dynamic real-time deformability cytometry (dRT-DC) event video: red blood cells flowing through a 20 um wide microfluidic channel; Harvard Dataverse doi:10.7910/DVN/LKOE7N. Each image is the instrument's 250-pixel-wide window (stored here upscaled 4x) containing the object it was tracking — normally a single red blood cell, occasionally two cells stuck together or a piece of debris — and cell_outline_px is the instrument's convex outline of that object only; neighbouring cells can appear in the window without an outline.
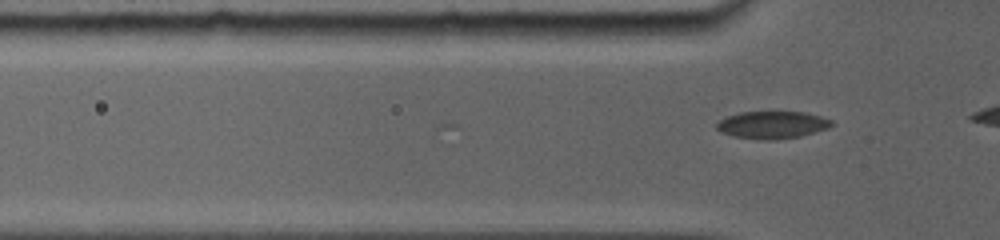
{"species": "common noctule bat (a hibernating species)", "species_latin": "Nyctalus noctula", "temperature_condition": "room temperature", "stored_images_in_passage": 7, "camera_frame_rate_fps": 5000, "um_per_image_px": 0.085, "animal": {"sex": "female", "body_mass_g": 19.0, "forearm_length_mm": 56.7}, "frame": {"image": 1, "passage_image": 2, "time_ms": 0.2, "image_size_px": [1000, 240], "cell_outline_px": [[836, 124], [828, 128], [800, 136], [772, 140], [764, 140], [732, 136], [720, 132], [716, 128], [716, 124], [720, 120], [728, 116], [740, 112], [804, 112], [820, 116], [832, 120]], "centroid_in_image_um": [65.65, 10.61], "position_along_channel_um": 60.2, "area_um2": 18.32}}